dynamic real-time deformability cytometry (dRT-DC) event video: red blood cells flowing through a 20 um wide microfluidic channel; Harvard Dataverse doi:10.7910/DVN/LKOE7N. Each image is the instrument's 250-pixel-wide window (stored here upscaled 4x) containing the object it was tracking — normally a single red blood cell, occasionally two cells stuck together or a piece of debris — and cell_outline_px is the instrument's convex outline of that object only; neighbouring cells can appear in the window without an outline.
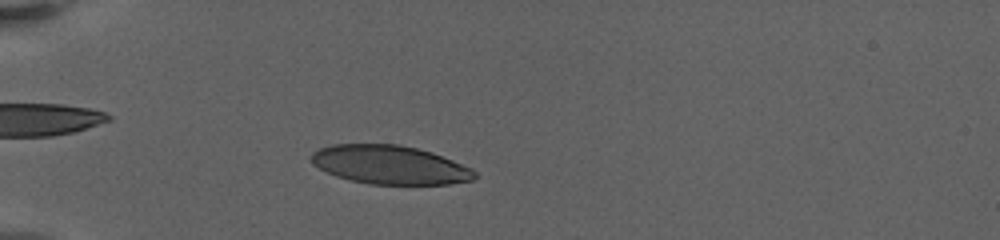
{"species": "human", "species_latin": "Homo sapiens", "temperature_condition": "warm", "stored_images_in_passage": 18, "camera_frame_rate_fps": 3000, "um_per_image_px": 0.085, "donor": {"sex": "female"}, "frame": {"image": 1, "passage_image": 9, "time_ms": 3.667, "image_size_px": [1000, 240], "cell_outline_px": [[476, 176], [472, 180], [448, 184], [368, 184], [336, 176], [312, 164], [312, 152], [320, 148], [332, 144], [396, 144], [416, 148], [432, 152], [472, 168], [476, 172]], "centroid_in_image_um": [33.14, 14.0], "position_along_channel_um": 51.9, "area_um2": 36.65}}
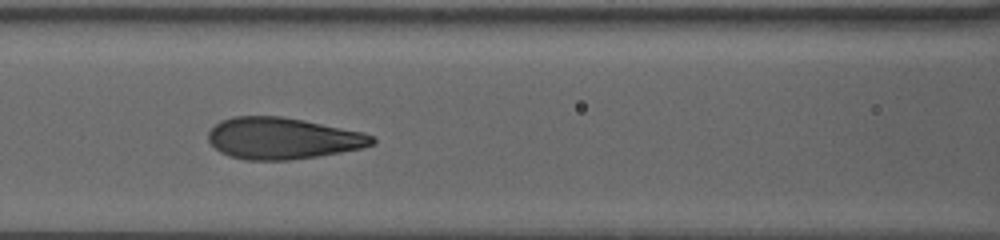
{"frame": {"image": 2, "passage_image": 17, "time_ms": 7.333, "image_size_px": [1000, 240], "cell_outline_px": [[376, 144], [364, 148], [292, 160], [244, 160], [228, 156], [220, 152], [208, 140], [208, 132], [220, 120], [236, 116], [280, 116], [304, 120], [364, 132], [372, 136], [376, 140]], "centroid_in_image_um": [24.03, 11.76], "position_along_channel_um": 142.6, "area_um2": 39.82}}
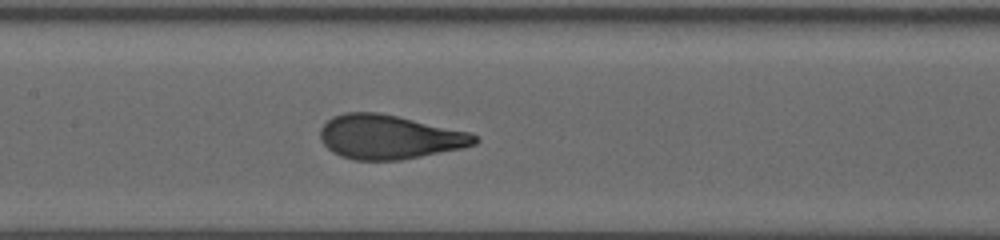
{"frame": {"image": 3, "passage_image": 18, "time_ms": 8.333, "image_size_px": [1000, 240], "cell_outline_px": [[480, 140], [476, 144], [464, 148], [400, 160], [352, 160], [340, 156], [332, 152], [320, 140], [320, 128], [332, 116], [344, 112], [376, 112], [396, 116], [472, 132]], "centroid_in_image_um": [33.09, 11.65], "position_along_channel_um": 174.3, "area_um2": 39.94}}